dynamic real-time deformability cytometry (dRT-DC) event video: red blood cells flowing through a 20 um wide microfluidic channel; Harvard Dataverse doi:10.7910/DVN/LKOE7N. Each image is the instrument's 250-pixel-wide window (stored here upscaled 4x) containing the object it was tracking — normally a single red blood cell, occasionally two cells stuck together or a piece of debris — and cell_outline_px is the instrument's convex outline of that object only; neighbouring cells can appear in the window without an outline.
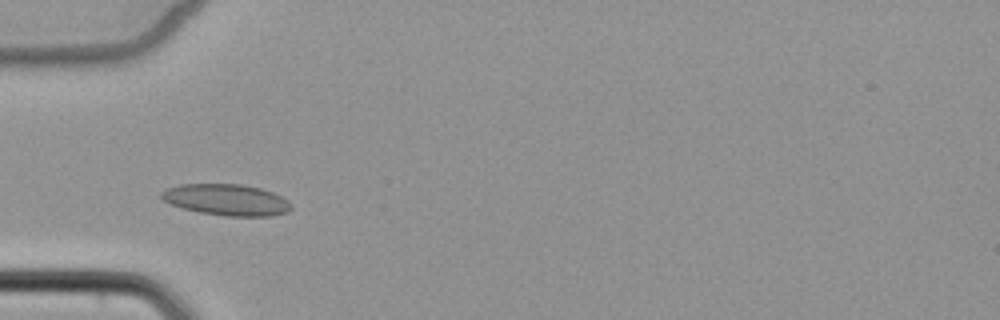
{"species": "common noctule bat (a hibernating species)", "species_latin": "Nyctalus noctula", "temperature_condition": "cold", "stored_images_in_passage": 5, "camera_frame_rate_fps": 3000, "um_per_image_px": 0.085, "animal": {"sex": "female", "body_mass_g": 22.7, "forearm_length_mm": 54.2}, "frame": {"image": 1, "passage_image": 3, "time_ms": 3.333, "image_size_px": [1000, 320], "cell_outline_px": [[292, 208], [288, 212], [268, 216], [224, 216], [200, 212], [184, 208], [172, 204], [164, 200], [160, 196], [160, 192], [168, 188], [180, 184], [240, 184], [260, 188], [272, 192], [288, 200], [292, 204]], "centroid_in_image_um": [19.28, 16.98], "position_along_channel_um": 65.7, "area_um2": 23.58}}
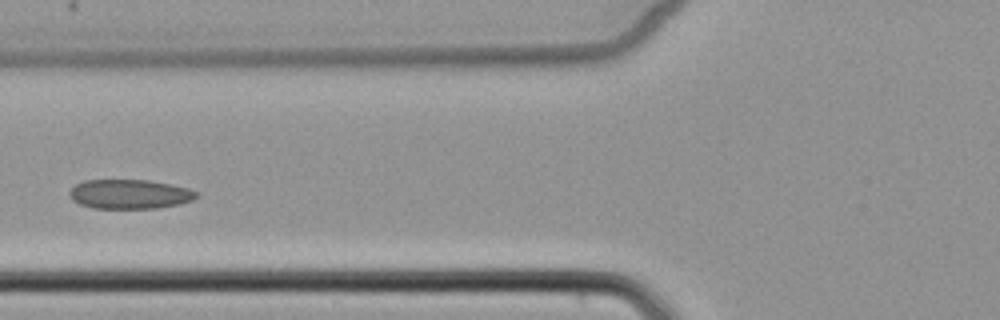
{"frame": {"image": 2, "passage_image": 4, "time_ms": 4.667, "image_size_px": [1000, 320], "cell_outline_px": [[200, 196], [192, 200], [180, 204], [156, 208], [92, 208], [80, 204], [72, 200], [68, 196], [68, 192], [76, 184], [84, 180], [148, 180], [172, 184], [188, 188], [200, 192]], "centroid_in_image_um": [11.05, 16.5], "position_along_channel_um": 114.8, "area_um2": 21.96}}
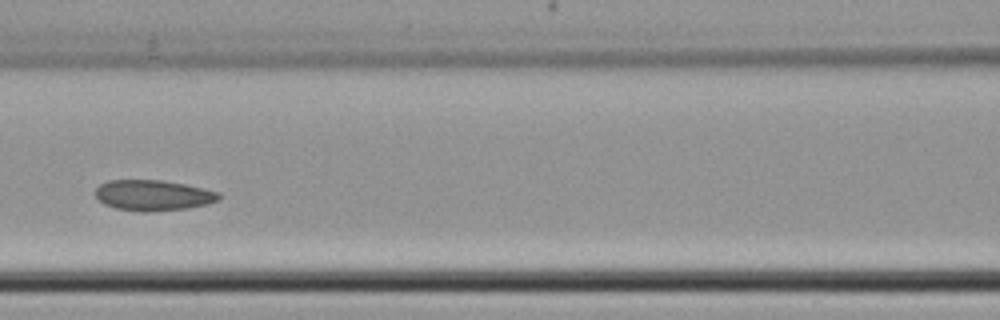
{"frame": {"image": 3, "passage_image": 5, "time_ms": 5.667, "image_size_px": [1000, 320], "cell_outline_px": [[220, 196], [216, 200], [208, 204], [188, 208], [148, 212], [140, 212], [116, 208], [104, 204], [96, 196], [96, 188], [100, 184], [108, 180], [160, 180], [184, 184], [204, 188], [220, 192]], "centroid_in_image_um": [13.01, 16.6], "position_along_channel_um": 153.6, "area_um2": 22.02}}